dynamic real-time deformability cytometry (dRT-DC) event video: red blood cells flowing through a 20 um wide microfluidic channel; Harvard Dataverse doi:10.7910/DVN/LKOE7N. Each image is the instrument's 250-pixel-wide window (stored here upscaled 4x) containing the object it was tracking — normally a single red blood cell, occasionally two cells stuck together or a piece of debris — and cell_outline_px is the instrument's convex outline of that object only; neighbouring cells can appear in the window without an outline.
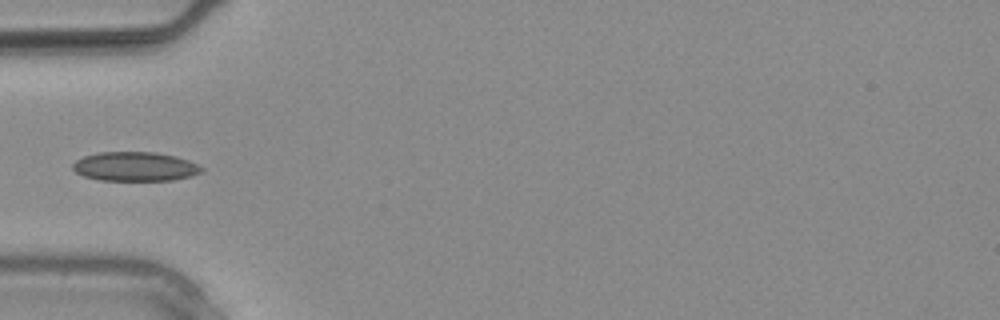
{"species": "common noctule bat (a hibernating species)", "species_latin": "Nyctalus noctula", "temperature_condition": "warm", "stored_images_in_passage": 11, "camera_frame_rate_fps": 3000, "um_per_image_px": 0.085, "animal": {"sex": "male", "body_mass_g": 20.4}, "frame": {"image": 1, "passage_image": 10, "time_ms": 3.0, "image_size_px": [1000, 320], "cell_outline_px": [[204, 172], [172, 180], [100, 180], [84, 176], [76, 172], [72, 168], [72, 164], [76, 160], [84, 156], [100, 152], [156, 152], [176, 156], [188, 160], [204, 168]], "centroid_in_image_um": [11.48, 14.15], "position_along_channel_um": 73.5, "area_um2": 21.85}}